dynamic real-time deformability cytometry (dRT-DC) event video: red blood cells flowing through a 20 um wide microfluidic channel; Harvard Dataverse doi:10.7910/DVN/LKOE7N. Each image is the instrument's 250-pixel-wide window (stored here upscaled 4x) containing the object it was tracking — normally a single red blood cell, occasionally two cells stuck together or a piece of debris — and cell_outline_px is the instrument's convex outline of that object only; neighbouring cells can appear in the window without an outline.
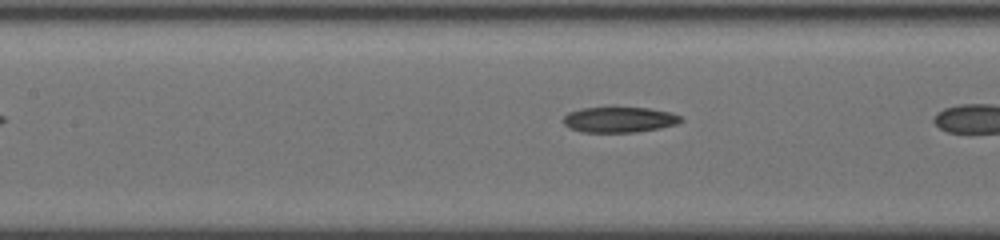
{"species": "common noctule bat (a hibernating species)", "species_latin": "Nyctalus noctula", "temperature_condition": "cold", "stored_images_in_passage": 6, "camera_frame_rate_fps": 3000, "um_per_image_px": 0.085, "animal": {"sex": "female", "body_mass_g": 19.5, "forearm_length_mm": 54.1}, "frame": {"image": 1, "passage_image": 5, "time_ms": 1.333, "image_size_px": [1000, 240], "cell_outline_px": [[684, 120], [676, 124], [660, 128], [636, 132], [580, 132], [568, 128], [564, 124], [564, 116], [568, 112], [580, 108], [648, 108], [672, 112], [680, 116]], "centroid_in_image_um": [52.63, 10.18], "position_along_channel_um": 154.8, "area_um2": 17.51}}